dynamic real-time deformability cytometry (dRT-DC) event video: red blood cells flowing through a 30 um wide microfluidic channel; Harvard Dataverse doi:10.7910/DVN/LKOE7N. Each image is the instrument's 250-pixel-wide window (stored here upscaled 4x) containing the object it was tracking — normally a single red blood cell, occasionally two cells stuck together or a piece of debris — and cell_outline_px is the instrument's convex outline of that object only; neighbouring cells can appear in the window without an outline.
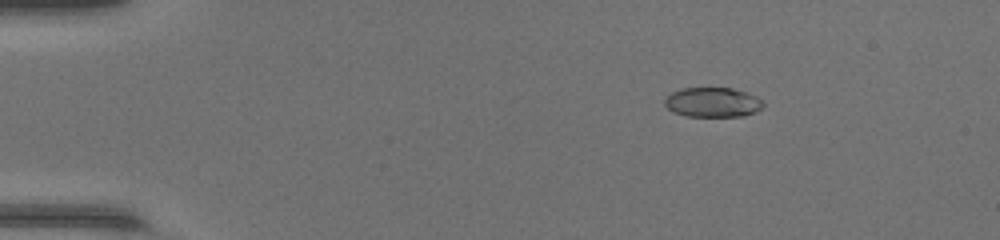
{"species": "common noctule bat (a hibernating species)", "species_latin": "Nyctalus noctula", "temperature_condition": "warm", "stored_images_in_passage": 48, "camera_frame_rate_fps": 3000, "um_per_image_px": 0.085, "animal": {"sex": "female", "body_mass_g": 17.0, "forearm_length_mm": 48.0}, "frame": {"image": 1, "passage_image": 8, "time_ms": 2.333, "image_size_px": [1000, 240], "cell_outline_px": [[764, 104], [756, 112], [744, 116], [688, 116], [672, 112], [664, 104], [664, 100], [672, 92], [680, 88], [732, 88], [756, 96], [764, 100]], "centroid_in_image_um": [60.58, 8.69], "position_along_channel_um": 24.4, "area_um2": 17.05}}
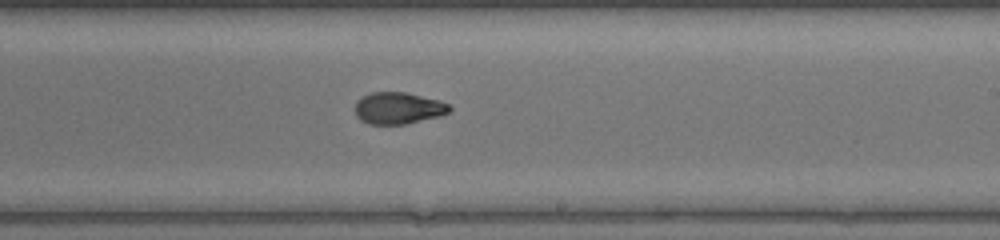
{"frame": {"image": 2, "passage_image": 30, "time_ms": 9.667, "image_size_px": [1000, 240], "cell_outline_px": [[452, 108], [448, 112], [440, 116], [404, 124], [368, 124], [360, 120], [356, 116], [356, 100], [372, 92], [408, 92], [440, 100], [448, 104]], "centroid_in_image_um": [33.86, 9.18], "position_along_channel_um": 255.1, "area_um2": 17.51}}
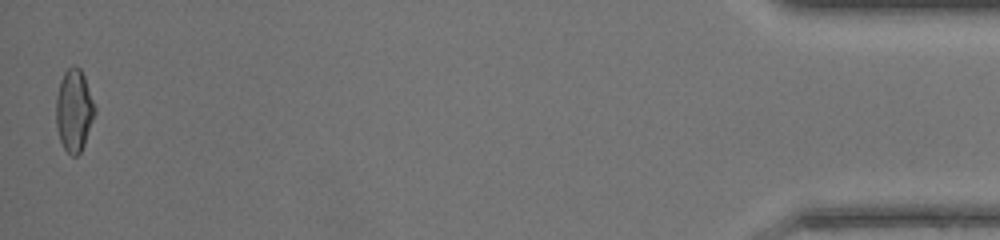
{"frame": {"image": 3, "passage_image": 48, "time_ms": 15.667, "image_size_px": [1000, 240], "cell_outline_px": [[96, 112], [84, 144], [80, 152], [76, 156], [72, 156], [64, 148], [60, 140], [56, 128], [56, 96], [60, 80], [64, 72], [72, 64], [80, 68], [84, 76], [96, 108]], "centroid_in_image_um": [6.28, 9.37], "position_along_channel_um": 428.9, "area_um2": 18.61}, "authors_computed_cell_mechanics": {"area_um2": 18.0047, "velocity_mm_per_s": 4.4191, "shape_relaxation_time_tau1_ms": 4.303, "shape_relaxation_time_tau2_ms": 1.5201, "deformation_change_tau1": 0.2111, "deformation_change_tau2": 0.0669}}